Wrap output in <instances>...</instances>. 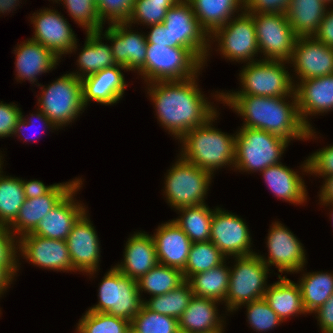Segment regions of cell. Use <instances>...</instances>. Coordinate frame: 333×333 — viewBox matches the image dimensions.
Returning a JSON list of instances; mask_svg holds the SVG:
<instances>
[{
    "mask_svg": "<svg viewBox=\"0 0 333 333\" xmlns=\"http://www.w3.org/2000/svg\"><path fill=\"white\" fill-rule=\"evenodd\" d=\"M198 76L146 84L159 123L178 140L217 112L198 87Z\"/></svg>",
    "mask_w": 333,
    "mask_h": 333,
    "instance_id": "1",
    "label": "cell"
},
{
    "mask_svg": "<svg viewBox=\"0 0 333 333\" xmlns=\"http://www.w3.org/2000/svg\"><path fill=\"white\" fill-rule=\"evenodd\" d=\"M213 97L233 108L243 118L241 127L255 128L291 140L315 139L314 128L309 129L301 120L296 96L261 97L256 95H221ZM291 99L289 101L288 99ZM288 100V102H287ZM315 134V135H314Z\"/></svg>",
    "mask_w": 333,
    "mask_h": 333,
    "instance_id": "2",
    "label": "cell"
},
{
    "mask_svg": "<svg viewBox=\"0 0 333 333\" xmlns=\"http://www.w3.org/2000/svg\"><path fill=\"white\" fill-rule=\"evenodd\" d=\"M218 111L204 124L189 130L181 139L180 156L214 175L222 167H234L235 137L213 127Z\"/></svg>",
    "mask_w": 333,
    "mask_h": 333,
    "instance_id": "3",
    "label": "cell"
},
{
    "mask_svg": "<svg viewBox=\"0 0 333 333\" xmlns=\"http://www.w3.org/2000/svg\"><path fill=\"white\" fill-rule=\"evenodd\" d=\"M235 137L234 168L239 172H262L280 164L289 141L276 134L255 128L241 127Z\"/></svg>",
    "mask_w": 333,
    "mask_h": 333,
    "instance_id": "4",
    "label": "cell"
},
{
    "mask_svg": "<svg viewBox=\"0 0 333 333\" xmlns=\"http://www.w3.org/2000/svg\"><path fill=\"white\" fill-rule=\"evenodd\" d=\"M285 61L262 60L242 66L239 81L241 90L221 95H256L261 97L295 96V78L286 70Z\"/></svg>",
    "mask_w": 333,
    "mask_h": 333,
    "instance_id": "5",
    "label": "cell"
},
{
    "mask_svg": "<svg viewBox=\"0 0 333 333\" xmlns=\"http://www.w3.org/2000/svg\"><path fill=\"white\" fill-rule=\"evenodd\" d=\"M203 67V64L184 47L147 43L145 65L137 75L143 77L146 84L179 81L200 75Z\"/></svg>",
    "mask_w": 333,
    "mask_h": 333,
    "instance_id": "6",
    "label": "cell"
},
{
    "mask_svg": "<svg viewBox=\"0 0 333 333\" xmlns=\"http://www.w3.org/2000/svg\"><path fill=\"white\" fill-rule=\"evenodd\" d=\"M233 258L235 262L230 267L228 292L223 302L226 313L235 312L243 304L264 298L269 286L266 280L271 271L258 253Z\"/></svg>",
    "mask_w": 333,
    "mask_h": 333,
    "instance_id": "7",
    "label": "cell"
},
{
    "mask_svg": "<svg viewBox=\"0 0 333 333\" xmlns=\"http://www.w3.org/2000/svg\"><path fill=\"white\" fill-rule=\"evenodd\" d=\"M40 86L41 94L38 109L59 129L80 116L85 106L82 100L81 79L72 73H66L48 86ZM42 87V88H41Z\"/></svg>",
    "mask_w": 333,
    "mask_h": 333,
    "instance_id": "8",
    "label": "cell"
},
{
    "mask_svg": "<svg viewBox=\"0 0 333 333\" xmlns=\"http://www.w3.org/2000/svg\"><path fill=\"white\" fill-rule=\"evenodd\" d=\"M177 161L165 175L164 194L167 203L177 210L181 207L205 204L212 177L210 172L190 164L178 154Z\"/></svg>",
    "mask_w": 333,
    "mask_h": 333,
    "instance_id": "9",
    "label": "cell"
},
{
    "mask_svg": "<svg viewBox=\"0 0 333 333\" xmlns=\"http://www.w3.org/2000/svg\"><path fill=\"white\" fill-rule=\"evenodd\" d=\"M98 304L88 310L107 313L132 322L143 306L137 281L123 275L115 266L104 274L98 288Z\"/></svg>",
    "mask_w": 333,
    "mask_h": 333,
    "instance_id": "10",
    "label": "cell"
},
{
    "mask_svg": "<svg viewBox=\"0 0 333 333\" xmlns=\"http://www.w3.org/2000/svg\"><path fill=\"white\" fill-rule=\"evenodd\" d=\"M162 24L169 30L170 47L188 49L205 66L211 55L209 35L201 27L188 0H179L168 9Z\"/></svg>",
    "mask_w": 333,
    "mask_h": 333,
    "instance_id": "11",
    "label": "cell"
},
{
    "mask_svg": "<svg viewBox=\"0 0 333 333\" xmlns=\"http://www.w3.org/2000/svg\"><path fill=\"white\" fill-rule=\"evenodd\" d=\"M211 43L218 42L217 50L225 59L236 62L250 63L258 61L259 53L253 14L244 10L234 16L224 26L216 29L210 36Z\"/></svg>",
    "mask_w": 333,
    "mask_h": 333,
    "instance_id": "12",
    "label": "cell"
},
{
    "mask_svg": "<svg viewBox=\"0 0 333 333\" xmlns=\"http://www.w3.org/2000/svg\"><path fill=\"white\" fill-rule=\"evenodd\" d=\"M259 53L262 60L289 62L297 36L286 14H253Z\"/></svg>",
    "mask_w": 333,
    "mask_h": 333,
    "instance_id": "13",
    "label": "cell"
},
{
    "mask_svg": "<svg viewBox=\"0 0 333 333\" xmlns=\"http://www.w3.org/2000/svg\"><path fill=\"white\" fill-rule=\"evenodd\" d=\"M30 20L35 30L30 39L50 49L59 59H62V55L77 51L78 39L67 19L58 10L40 9L32 14Z\"/></svg>",
    "mask_w": 333,
    "mask_h": 333,
    "instance_id": "14",
    "label": "cell"
},
{
    "mask_svg": "<svg viewBox=\"0 0 333 333\" xmlns=\"http://www.w3.org/2000/svg\"><path fill=\"white\" fill-rule=\"evenodd\" d=\"M266 247L268 259L259 254L260 259L268 266H275L278 272L298 273L306 266V253L298 238L279 221L273 222L268 232Z\"/></svg>",
    "mask_w": 333,
    "mask_h": 333,
    "instance_id": "15",
    "label": "cell"
},
{
    "mask_svg": "<svg viewBox=\"0 0 333 333\" xmlns=\"http://www.w3.org/2000/svg\"><path fill=\"white\" fill-rule=\"evenodd\" d=\"M245 220L234 213L216 207L211 222L210 241L229 259V257L251 255L250 231Z\"/></svg>",
    "mask_w": 333,
    "mask_h": 333,
    "instance_id": "16",
    "label": "cell"
},
{
    "mask_svg": "<svg viewBox=\"0 0 333 333\" xmlns=\"http://www.w3.org/2000/svg\"><path fill=\"white\" fill-rule=\"evenodd\" d=\"M86 210L74 223L66 242L72 267L93 276L99 270L100 242Z\"/></svg>",
    "mask_w": 333,
    "mask_h": 333,
    "instance_id": "17",
    "label": "cell"
},
{
    "mask_svg": "<svg viewBox=\"0 0 333 333\" xmlns=\"http://www.w3.org/2000/svg\"><path fill=\"white\" fill-rule=\"evenodd\" d=\"M18 249V257L21 255L37 267L57 272H75L65 240H54L29 233L18 239Z\"/></svg>",
    "mask_w": 333,
    "mask_h": 333,
    "instance_id": "18",
    "label": "cell"
},
{
    "mask_svg": "<svg viewBox=\"0 0 333 333\" xmlns=\"http://www.w3.org/2000/svg\"><path fill=\"white\" fill-rule=\"evenodd\" d=\"M131 27L128 23H116L109 25L104 32V27L100 31L105 40L111 41L116 63L127 71L138 73L145 65L147 40L145 34L133 31Z\"/></svg>",
    "mask_w": 333,
    "mask_h": 333,
    "instance_id": "19",
    "label": "cell"
},
{
    "mask_svg": "<svg viewBox=\"0 0 333 333\" xmlns=\"http://www.w3.org/2000/svg\"><path fill=\"white\" fill-rule=\"evenodd\" d=\"M298 81L333 74V48L314 37L297 38L289 62Z\"/></svg>",
    "mask_w": 333,
    "mask_h": 333,
    "instance_id": "20",
    "label": "cell"
},
{
    "mask_svg": "<svg viewBox=\"0 0 333 333\" xmlns=\"http://www.w3.org/2000/svg\"><path fill=\"white\" fill-rule=\"evenodd\" d=\"M81 180V178H75L66 183H57L47 194L25 199L17 218L9 226V230L17 239L32 233L42 217L46 216Z\"/></svg>",
    "mask_w": 333,
    "mask_h": 333,
    "instance_id": "21",
    "label": "cell"
},
{
    "mask_svg": "<svg viewBox=\"0 0 333 333\" xmlns=\"http://www.w3.org/2000/svg\"><path fill=\"white\" fill-rule=\"evenodd\" d=\"M82 184L81 180L46 216H43L32 234L66 241L74 223L87 210L83 203L74 198Z\"/></svg>",
    "mask_w": 333,
    "mask_h": 333,
    "instance_id": "22",
    "label": "cell"
},
{
    "mask_svg": "<svg viewBox=\"0 0 333 333\" xmlns=\"http://www.w3.org/2000/svg\"><path fill=\"white\" fill-rule=\"evenodd\" d=\"M294 84V93L303 123L312 129L308 116L333 111V74L304 79Z\"/></svg>",
    "mask_w": 333,
    "mask_h": 333,
    "instance_id": "23",
    "label": "cell"
},
{
    "mask_svg": "<svg viewBox=\"0 0 333 333\" xmlns=\"http://www.w3.org/2000/svg\"><path fill=\"white\" fill-rule=\"evenodd\" d=\"M122 70L127 71L118 64L81 79L84 106L87 107L91 101L110 106L117 103L128 86Z\"/></svg>",
    "mask_w": 333,
    "mask_h": 333,
    "instance_id": "24",
    "label": "cell"
},
{
    "mask_svg": "<svg viewBox=\"0 0 333 333\" xmlns=\"http://www.w3.org/2000/svg\"><path fill=\"white\" fill-rule=\"evenodd\" d=\"M151 236L154 240L158 263L183 271L192 241L175 221L162 223Z\"/></svg>",
    "mask_w": 333,
    "mask_h": 333,
    "instance_id": "25",
    "label": "cell"
},
{
    "mask_svg": "<svg viewBox=\"0 0 333 333\" xmlns=\"http://www.w3.org/2000/svg\"><path fill=\"white\" fill-rule=\"evenodd\" d=\"M16 56L15 69L17 81H30L31 84L36 82L37 76L53 71L58 65L60 59L42 44L27 39L14 48Z\"/></svg>",
    "mask_w": 333,
    "mask_h": 333,
    "instance_id": "26",
    "label": "cell"
},
{
    "mask_svg": "<svg viewBox=\"0 0 333 333\" xmlns=\"http://www.w3.org/2000/svg\"><path fill=\"white\" fill-rule=\"evenodd\" d=\"M219 301L193 295L178 319L180 333H224V316H219ZM224 326V327H223Z\"/></svg>",
    "mask_w": 333,
    "mask_h": 333,
    "instance_id": "27",
    "label": "cell"
},
{
    "mask_svg": "<svg viewBox=\"0 0 333 333\" xmlns=\"http://www.w3.org/2000/svg\"><path fill=\"white\" fill-rule=\"evenodd\" d=\"M125 245L124 260L115 265L123 275L137 281L158 264L154 240L145 231L131 234Z\"/></svg>",
    "mask_w": 333,
    "mask_h": 333,
    "instance_id": "28",
    "label": "cell"
},
{
    "mask_svg": "<svg viewBox=\"0 0 333 333\" xmlns=\"http://www.w3.org/2000/svg\"><path fill=\"white\" fill-rule=\"evenodd\" d=\"M298 173L282 162L261 172L269 190L276 197L294 205H303L307 202L308 192L303 177Z\"/></svg>",
    "mask_w": 333,
    "mask_h": 333,
    "instance_id": "29",
    "label": "cell"
},
{
    "mask_svg": "<svg viewBox=\"0 0 333 333\" xmlns=\"http://www.w3.org/2000/svg\"><path fill=\"white\" fill-rule=\"evenodd\" d=\"M279 280L269 284L264 299L270 308L284 322L290 316L308 314L303 305L301 290L298 283L278 274Z\"/></svg>",
    "mask_w": 333,
    "mask_h": 333,
    "instance_id": "30",
    "label": "cell"
},
{
    "mask_svg": "<svg viewBox=\"0 0 333 333\" xmlns=\"http://www.w3.org/2000/svg\"><path fill=\"white\" fill-rule=\"evenodd\" d=\"M101 31L87 32L84 47L81 48L77 59V72H71L77 78L83 79L98 71L118 65L114 59L110 45L102 41ZM103 42V43H102ZM80 71V72H79Z\"/></svg>",
    "mask_w": 333,
    "mask_h": 333,
    "instance_id": "31",
    "label": "cell"
},
{
    "mask_svg": "<svg viewBox=\"0 0 333 333\" xmlns=\"http://www.w3.org/2000/svg\"><path fill=\"white\" fill-rule=\"evenodd\" d=\"M201 27L210 36L238 12L244 10V0H188Z\"/></svg>",
    "mask_w": 333,
    "mask_h": 333,
    "instance_id": "32",
    "label": "cell"
},
{
    "mask_svg": "<svg viewBox=\"0 0 333 333\" xmlns=\"http://www.w3.org/2000/svg\"><path fill=\"white\" fill-rule=\"evenodd\" d=\"M327 6L324 0H291L286 16L298 38L314 37Z\"/></svg>",
    "mask_w": 333,
    "mask_h": 333,
    "instance_id": "33",
    "label": "cell"
},
{
    "mask_svg": "<svg viewBox=\"0 0 333 333\" xmlns=\"http://www.w3.org/2000/svg\"><path fill=\"white\" fill-rule=\"evenodd\" d=\"M226 260L217 267L191 276L189 282L192 292L197 297L215 299L221 304L228 292L230 267Z\"/></svg>",
    "mask_w": 333,
    "mask_h": 333,
    "instance_id": "34",
    "label": "cell"
},
{
    "mask_svg": "<svg viewBox=\"0 0 333 333\" xmlns=\"http://www.w3.org/2000/svg\"><path fill=\"white\" fill-rule=\"evenodd\" d=\"M180 216L173 219L175 223L190 238L192 243L209 241L211 237V222L214 209L200 204L177 209Z\"/></svg>",
    "mask_w": 333,
    "mask_h": 333,
    "instance_id": "35",
    "label": "cell"
},
{
    "mask_svg": "<svg viewBox=\"0 0 333 333\" xmlns=\"http://www.w3.org/2000/svg\"><path fill=\"white\" fill-rule=\"evenodd\" d=\"M298 285L305 310L312 314L333 294V273L322 271L303 273Z\"/></svg>",
    "mask_w": 333,
    "mask_h": 333,
    "instance_id": "36",
    "label": "cell"
},
{
    "mask_svg": "<svg viewBox=\"0 0 333 333\" xmlns=\"http://www.w3.org/2000/svg\"><path fill=\"white\" fill-rule=\"evenodd\" d=\"M185 281L183 272L166 265L157 264L137 280L139 293L159 296L174 290Z\"/></svg>",
    "mask_w": 333,
    "mask_h": 333,
    "instance_id": "37",
    "label": "cell"
},
{
    "mask_svg": "<svg viewBox=\"0 0 333 333\" xmlns=\"http://www.w3.org/2000/svg\"><path fill=\"white\" fill-rule=\"evenodd\" d=\"M0 171V225L10 226L25 201L22 179Z\"/></svg>",
    "mask_w": 333,
    "mask_h": 333,
    "instance_id": "38",
    "label": "cell"
},
{
    "mask_svg": "<svg viewBox=\"0 0 333 333\" xmlns=\"http://www.w3.org/2000/svg\"><path fill=\"white\" fill-rule=\"evenodd\" d=\"M191 286L187 280L168 293L151 296L143 300L144 305L151 311L179 319L193 297Z\"/></svg>",
    "mask_w": 333,
    "mask_h": 333,
    "instance_id": "39",
    "label": "cell"
},
{
    "mask_svg": "<svg viewBox=\"0 0 333 333\" xmlns=\"http://www.w3.org/2000/svg\"><path fill=\"white\" fill-rule=\"evenodd\" d=\"M225 260L226 257L210 240L192 243L186 266L182 271L184 279L188 280L197 273L217 267Z\"/></svg>",
    "mask_w": 333,
    "mask_h": 333,
    "instance_id": "40",
    "label": "cell"
},
{
    "mask_svg": "<svg viewBox=\"0 0 333 333\" xmlns=\"http://www.w3.org/2000/svg\"><path fill=\"white\" fill-rule=\"evenodd\" d=\"M76 326V333H127L131 322L107 313L88 310Z\"/></svg>",
    "mask_w": 333,
    "mask_h": 333,
    "instance_id": "41",
    "label": "cell"
},
{
    "mask_svg": "<svg viewBox=\"0 0 333 333\" xmlns=\"http://www.w3.org/2000/svg\"><path fill=\"white\" fill-rule=\"evenodd\" d=\"M131 326L139 333H180L178 319L151 311L144 304Z\"/></svg>",
    "mask_w": 333,
    "mask_h": 333,
    "instance_id": "42",
    "label": "cell"
},
{
    "mask_svg": "<svg viewBox=\"0 0 333 333\" xmlns=\"http://www.w3.org/2000/svg\"><path fill=\"white\" fill-rule=\"evenodd\" d=\"M179 0H134L133 10L128 24L155 25L164 21L168 9Z\"/></svg>",
    "mask_w": 333,
    "mask_h": 333,
    "instance_id": "43",
    "label": "cell"
},
{
    "mask_svg": "<svg viewBox=\"0 0 333 333\" xmlns=\"http://www.w3.org/2000/svg\"><path fill=\"white\" fill-rule=\"evenodd\" d=\"M68 15L87 32H98L104 25L100 21L95 0H59Z\"/></svg>",
    "mask_w": 333,
    "mask_h": 333,
    "instance_id": "44",
    "label": "cell"
},
{
    "mask_svg": "<svg viewBox=\"0 0 333 333\" xmlns=\"http://www.w3.org/2000/svg\"><path fill=\"white\" fill-rule=\"evenodd\" d=\"M243 306H246L247 309L248 324L258 333L270 331L283 323L264 298L243 304Z\"/></svg>",
    "mask_w": 333,
    "mask_h": 333,
    "instance_id": "45",
    "label": "cell"
},
{
    "mask_svg": "<svg viewBox=\"0 0 333 333\" xmlns=\"http://www.w3.org/2000/svg\"><path fill=\"white\" fill-rule=\"evenodd\" d=\"M18 239L8 226L0 225V266L14 279L19 272Z\"/></svg>",
    "mask_w": 333,
    "mask_h": 333,
    "instance_id": "46",
    "label": "cell"
},
{
    "mask_svg": "<svg viewBox=\"0 0 333 333\" xmlns=\"http://www.w3.org/2000/svg\"><path fill=\"white\" fill-rule=\"evenodd\" d=\"M97 10L102 24L127 23L131 17L134 0H98Z\"/></svg>",
    "mask_w": 333,
    "mask_h": 333,
    "instance_id": "47",
    "label": "cell"
},
{
    "mask_svg": "<svg viewBox=\"0 0 333 333\" xmlns=\"http://www.w3.org/2000/svg\"><path fill=\"white\" fill-rule=\"evenodd\" d=\"M304 161L302 172L322 178L333 175V144L318 149Z\"/></svg>",
    "mask_w": 333,
    "mask_h": 333,
    "instance_id": "48",
    "label": "cell"
},
{
    "mask_svg": "<svg viewBox=\"0 0 333 333\" xmlns=\"http://www.w3.org/2000/svg\"><path fill=\"white\" fill-rule=\"evenodd\" d=\"M291 0H244V11L249 14H286Z\"/></svg>",
    "mask_w": 333,
    "mask_h": 333,
    "instance_id": "49",
    "label": "cell"
},
{
    "mask_svg": "<svg viewBox=\"0 0 333 333\" xmlns=\"http://www.w3.org/2000/svg\"><path fill=\"white\" fill-rule=\"evenodd\" d=\"M17 106L0 102V138L11 137L16 123L21 119L22 111Z\"/></svg>",
    "mask_w": 333,
    "mask_h": 333,
    "instance_id": "50",
    "label": "cell"
},
{
    "mask_svg": "<svg viewBox=\"0 0 333 333\" xmlns=\"http://www.w3.org/2000/svg\"><path fill=\"white\" fill-rule=\"evenodd\" d=\"M37 113L36 114H30L31 118L29 119V117H27L28 119H26L22 113V117L21 119L16 123V126L14 127V132L12 134V137L13 135H17L16 137H19L22 138L24 133L23 132H26L28 128L32 129L31 127H34L36 126L35 122H34V118H36V120L38 119V121L40 120V123H42L43 125V129L45 130L46 128H51V130L53 129H58L50 120L49 118L43 113L41 112L39 109H37ZM34 117V118H33ZM32 118L34 120H32ZM39 123V124H40ZM38 128V127H37ZM26 130V131H25ZM37 130V129H36ZM37 133V132H36ZM35 133V134H36ZM33 134V135H35ZM40 134V133H39ZM33 135H31V137H26V135H24V141H35V137H37V135L34 137ZM22 136V137H21ZM39 136V135H38ZM34 137V138H33Z\"/></svg>",
    "mask_w": 333,
    "mask_h": 333,
    "instance_id": "51",
    "label": "cell"
},
{
    "mask_svg": "<svg viewBox=\"0 0 333 333\" xmlns=\"http://www.w3.org/2000/svg\"><path fill=\"white\" fill-rule=\"evenodd\" d=\"M313 314L317 315L316 319L322 333H333V294Z\"/></svg>",
    "mask_w": 333,
    "mask_h": 333,
    "instance_id": "52",
    "label": "cell"
},
{
    "mask_svg": "<svg viewBox=\"0 0 333 333\" xmlns=\"http://www.w3.org/2000/svg\"><path fill=\"white\" fill-rule=\"evenodd\" d=\"M329 9H327L314 38L333 48V9Z\"/></svg>",
    "mask_w": 333,
    "mask_h": 333,
    "instance_id": "53",
    "label": "cell"
},
{
    "mask_svg": "<svg viewBox=\"0 0 333 333\" xmlns=\"http://www.w3.org/2000/svg\"><path fill=\"white\" fill-rule=\"evenodd\" d=\"M23 190L26 199L36 198L47 194L55 185L56 183L46 186L40 180H24L22 179Z\"/></svg>",
    "mask_w": 333,
    "mask_h": 333,
    "instance_id": "54",
    "label": "cell"
},
{
    "mask_svg": "<svg viewBox=\"0 0 333 333\" xmlns=\"http://www.w3.org/2000/svg\"><path fill=\"white\" fill-rule=\"evenodd\" d=\"M149 28L150 31L146 35L147 43L170 47L169 30L162 23L150 25Z\"/></svg>",
    "mask_w": 333,
    "mask_h": 333,
    "instance_id": "55",
    "label": "cell"
},
{
    "mask_svg": "<svg viewBox=\"0 0 333 333\" xmlns=\"http://www.w3.org/2000/svg\"><path fill=\"white\" fill-rule=\"evenodd\" d=\"M319 191V203H333V175L324 177Z\"/></svg>",
    "mask_w": 333,
    "mask_h": 333,
    "instance_id": "56",
    "label": "cell"
},
{
    "mask_svg": "<svg viewBox=\"0 0 333 333\" xmlns=\"http://www.w3.org/2000/svg\"><path fill=\"white\" fill-rule=\"evenodd\" d=\"M14 279L0 266V297L4 295L7 288L13 283Z\"/></svg>",
    "mask_w": 333,
    "mask_h": 333,
    "instance_id": "57",
    "label": "cell"
},
{
    "mask_svg": "<svg viewBox=\"0 0 333 333\" xmlns=\"http://www.w3.org/2000/svg\"><path fill=\"white\" fill-rule=\"evenodd\" d=\"M19 3H21L19 0H0V14L2 13L3 15L13 11L17 8L15 6H19Z\"/></svg>",
    "mask_w": 333,
    "mask_h": 333,
    "instance_id": "58",
    "label": "cell"
},
{
    "mask_svg": "<svg viewBox=\"0 0 333 333\" xmlns=\"http://www.w3.org/2000/svg\"><path fill=\"white\" fill-rule=\"evenodd\" d=\"M321 205H323V206H326V207H333V203H320ZM331 205V206H330ZM332 213H330L331 214V219L330 220H332V222H333V209H332V211H331ZM332 225H333V223H332Z\"/></svg>",
    "mask_w": 333,
    "mask_h": 333,
    "instance_id": "59",
    "label": "cell"
},
{
    "mask_svg": "<svg viewBox=\"0 0 333 333\" xmlns=\"http://www.w3.org/2000/svg\"><path fill=\"white\" fill-rule=\"evenodd\" d=\"M127 333H139V332L135 330L132 326H130Z\"/></svg>",
    "mask_w": 333,
    "mask_h": 333,
    "instance_id": "60",
    "label": "cell"
},
{
    "mask_svg": "<svg viewBox=\"0 0 333 333\" xmlns=\"http://www.w3.org/2000/svg\"><path fill=\"white\" fill-rule=\"evenodd\" d=\"M2 158H4V157H2V154L0 153V171L2 170V165H3V160H2Z\"/></svg>",
    "mask_w": 333,
    "mask_h": 333,
    "instance_id": "61",
    "label": "cell"
},
{
    "mask_svg": "<svg viewBox=\"0 0 333 333\" xmlns=\"http://www.w3.org/2000/svg\"><path fill=\"white\" fill-rule=\"evenodd\" d=\"M328 5H329V3L330 4H333V0H324Z\"/></svg>",
    "mask_w": 333,
    "mask_h": 333,
    "instance_id": "62",
    "label": "cell"
}]
</instances>
